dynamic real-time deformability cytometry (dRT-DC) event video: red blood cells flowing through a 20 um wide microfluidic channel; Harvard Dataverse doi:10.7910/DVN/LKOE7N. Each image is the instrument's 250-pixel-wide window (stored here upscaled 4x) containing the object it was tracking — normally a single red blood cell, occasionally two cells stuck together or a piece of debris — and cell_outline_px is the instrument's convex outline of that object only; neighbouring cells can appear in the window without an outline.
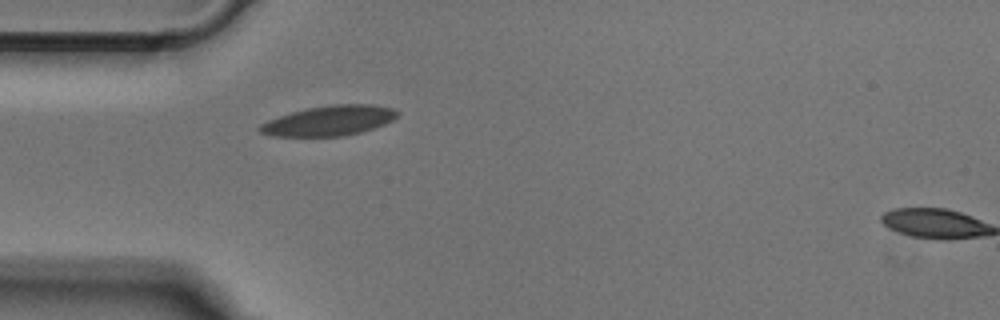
{"species": "Egyptian fruit bat (a non-hibernating species)", "species_latin": "Rousettus aegyptiacus", "temperature_condition": "cold", "stored_images_in_passage": 2, "camera_frame_rate_fps": 3000, "um_per_image_px": 0.085, "animal": {"sex": "male"}, "frame": {"image": 1, "passage_image": 1, "time_ms": 0.0, "image_size_px": [1000, 320], "cell_outline_px": [[400, 112], [392, 120], [384, 124], [360, 132], [344, 136], [272, 136], [260, 132], [256, 128], [260, 124], [268, 120], [292, 112], [308, 108], [332, 104], [372, 104], [392, 108]], "centroid_in_image_um": [27.96, 10.25], "position_along_channel_um": 57.0, "area_um2": 23.93}}